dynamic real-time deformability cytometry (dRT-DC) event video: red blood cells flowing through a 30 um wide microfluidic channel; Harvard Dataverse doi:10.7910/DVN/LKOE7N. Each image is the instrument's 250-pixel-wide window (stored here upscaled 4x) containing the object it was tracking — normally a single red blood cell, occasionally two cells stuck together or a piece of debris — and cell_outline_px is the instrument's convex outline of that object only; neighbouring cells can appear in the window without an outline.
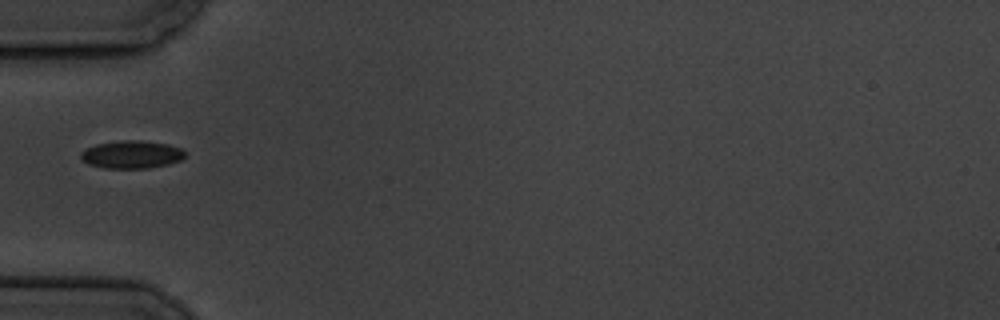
{"species": "common noctule bat (a hibernating species)", "species_latin": "Nyctalus noctula", "temperature_condition": "cold", "stored_images_in_passage": 9, "camera_frame_rate_fps": 3000, "um_per_image_px": 0.085, "animal": {"sex": "male", "body_mass_g": 19.5, "forearm_length_mm": 54.6}, "frame": {"image": 1, "passage_image": 3, "time_ms": 3.333, "image_size_px": [1000, 320], "cell_outline_px": [[184, 156], [180, 160], [168, 164], [148, 168], [104, 168], [88, 164], [80, 160], [80, 152], [84, 148], [96, 144], [120, 140], [140, 140], [168, 144], [180, 148], [184, 152]], "centroid_in_image_um": [11.12, 13.13], "position_along_channel_um": 73.9, "area_um2": 16.99}}
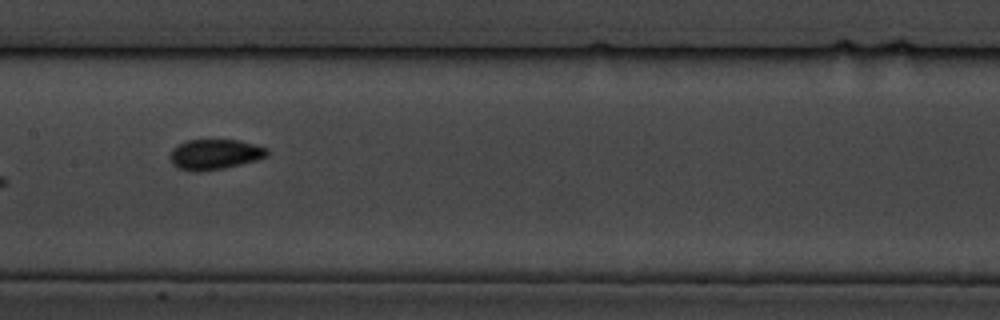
{"frame": {"image": 2, "passage_image": 6, "time_ms": 6.667, "image_size_px": [1000, 320], "cell_outline_px": [[268, 156], [256, 160], [224, 168], [200, 172], [192, 172], [180, 168], [172, 164], [172, 148], [188, 140], [240, 140], [256, 144], [268, 148]], "centroid_in_image_um": [18.3, 13.12], "position_along_channel_um": 189.1, "area_um2": 17.05}}
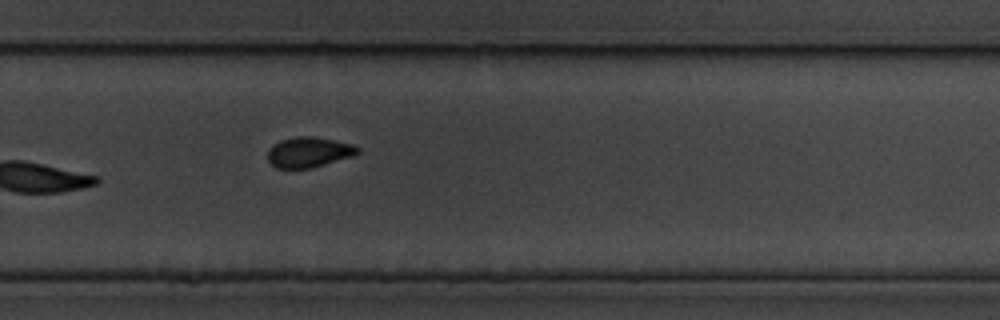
{"frame": {"image": 3, "passage_image": 9, "time_ms": 10.0, "image_size_px": [1000, 320], "cell_outline_px": [[360, 152], [356, 156], [312, 168], [276, 168], [268, 160], [268, 148], [272, 144], [280, 140], [300, 136], [312, 136], [352, 144], [360, 148]], "centroid_in_image_um": [26.27, 12.94], "position_along_channel_um": 303.5, "area_um2": 16.07}}